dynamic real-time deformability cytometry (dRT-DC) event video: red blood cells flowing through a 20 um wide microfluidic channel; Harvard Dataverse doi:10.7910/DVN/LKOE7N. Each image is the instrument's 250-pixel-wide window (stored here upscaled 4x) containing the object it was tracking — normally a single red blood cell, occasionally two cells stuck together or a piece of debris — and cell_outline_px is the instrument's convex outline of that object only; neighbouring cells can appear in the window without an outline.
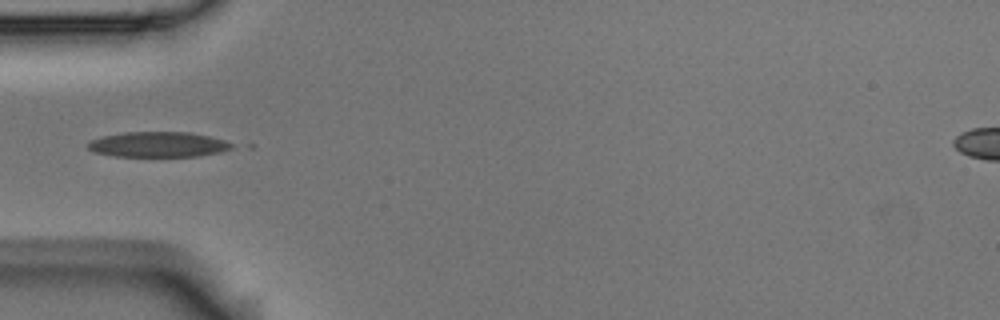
{"species": "Egyptian fruit bat (a non-hibernating species)", "species_latin": "Rousettus aegyptiacus", "temperature_condition": "room temperature", "stored_images_in_passage": 6, "camera_frame_rate_fps": 3000, "um_per_image_px": 0.085, "animal": {"sex": "male"}, "frame": {"image": 1, "passage_image": 5, "time_ms": 1.333, "image_size_px": [1000, 320], "cell_outline_px": [[232, 148], [220, 152], [200, 156], [116, 156], [92, 152], [88, 148], [88, 140], [104, 136], [124, 132], [188, 132], [208, 136], [224, 140], [232, 144]], "centroid_in_image_um": [13.4, 12.28], "position_along_channel_um": 71.6, "area_um2": 21.1}}
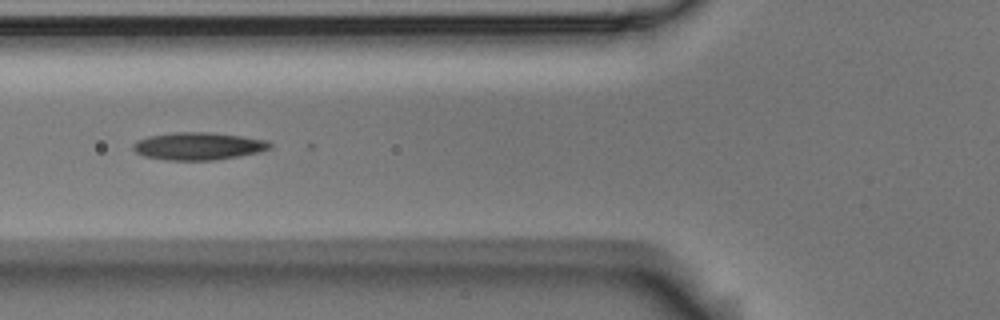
{"frame": {"image": 2, "passage_image": 6, "time_ms": 1.667, "image_size_px": [1000, 320], "cell_outline_px": [[272, 148], [260, 152], [212, 160], [168, 160], [144, 156], [136, 152], [132, 148], [132, 144], [136, 140], [148, 136], [176, 132], [212, 132], [268, 140], [272, 144]], "centroid_in_image_um": [16.85, 12.41], "position_along_channel_um": 108.9, "area_um2": 21.96}}